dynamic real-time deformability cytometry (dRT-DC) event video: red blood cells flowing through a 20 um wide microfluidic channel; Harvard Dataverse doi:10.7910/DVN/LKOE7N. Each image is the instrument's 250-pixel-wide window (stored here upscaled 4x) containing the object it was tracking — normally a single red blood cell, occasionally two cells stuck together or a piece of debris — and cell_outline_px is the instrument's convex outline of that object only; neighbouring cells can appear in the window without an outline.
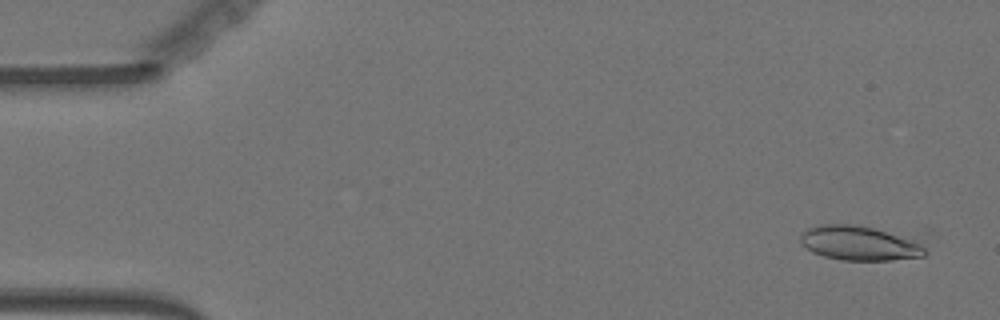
{"species": "Egyptian fruit bat (a non-hibernating species)", "species_latin": "Rousettus aegyptiacus", "temperature_condition": "warm", "stored_images_in_passage": 17, "camera_frame_rate_fps": 3000, "um_per_image_px": 0.085, "animal": {"sex": "female"}, "frame": {"image": 1, "passage_image": 3, "time_ms": 0.667, "image_size_px": [1000, 320], "cell_outline_px": [[928, 252], [924, 256], [892, 260], [840, 260], [824, 256], [812, 252], [800, 244], [800, 232], [816, 224], [860, 224], [920, 240]], "centroid_in_image_um": [73.06, 20.65], "position_along_channel_um": 11.9, "area_um2": 25.66}}
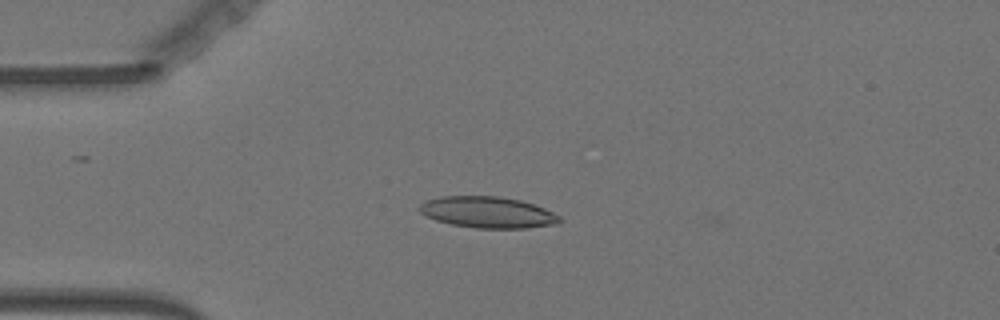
{"frame": {"image": 2, "passage_image": 14, "time_ms": 4.333, "image_size_px": [1000, 320], "cell_outline_px": [[560, 220], [556, 224], [528, 228], [476, 228], [452, 224], [436, 220], [420, 212], [416, 208], [420, 204], [428, 200], [440, 196], [496, 196], [520, 200], [544, 208], [560, 216]], "centroid_in_image_um": [41.43, 18.04], "position_along_channel_um": 43.6, "area_um2": 25.37}}